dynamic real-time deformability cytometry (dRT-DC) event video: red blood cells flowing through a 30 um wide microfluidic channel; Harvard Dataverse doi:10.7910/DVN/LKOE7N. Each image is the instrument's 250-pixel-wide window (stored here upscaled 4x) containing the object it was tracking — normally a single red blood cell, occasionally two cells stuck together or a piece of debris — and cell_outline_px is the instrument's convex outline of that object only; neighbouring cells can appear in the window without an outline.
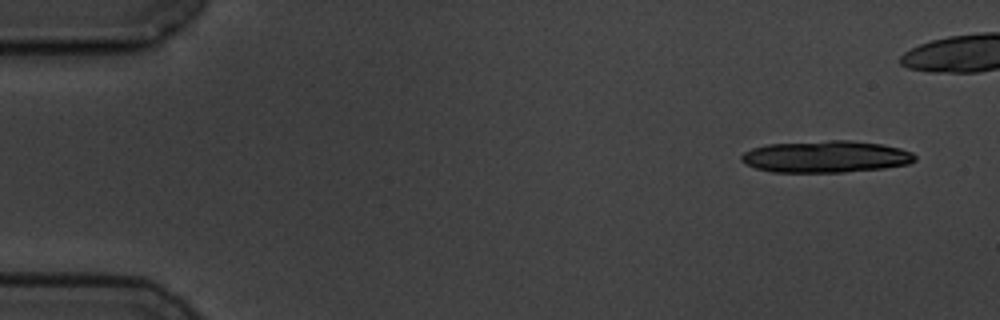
{"species": "common noctule bat (a hibernating species)", "species_latin": "Nyctalus noctula", "temperature_condition": "cold", "stored_images_in_passage": 5, "camera_frame_rate_fps": 3000, "um_per_image_px": 0.085, "animal": {"sex": "male", "body_mass_g": 19.5, "forearm_length_mm": 54.6}, "frame": {"image": 1, "passage_image": 1, "time_ms": 0.0, "image_size_px": [1000, 320], "cell_outline_px": [[916, 160], [908, 164], [884, 168], [844, 172], [772, 172], [756, 168], [740, 160], [740, 156], [744, 152], [752, 148], [768, 144], [828, 140], [848, 140], [884, 144], [900, 148], [912, 152], [916, 156]], "centroid_in_image_um": [70.22, 13.31], "position_along_channel_um": 14.8, "area_um2": 32.31}}